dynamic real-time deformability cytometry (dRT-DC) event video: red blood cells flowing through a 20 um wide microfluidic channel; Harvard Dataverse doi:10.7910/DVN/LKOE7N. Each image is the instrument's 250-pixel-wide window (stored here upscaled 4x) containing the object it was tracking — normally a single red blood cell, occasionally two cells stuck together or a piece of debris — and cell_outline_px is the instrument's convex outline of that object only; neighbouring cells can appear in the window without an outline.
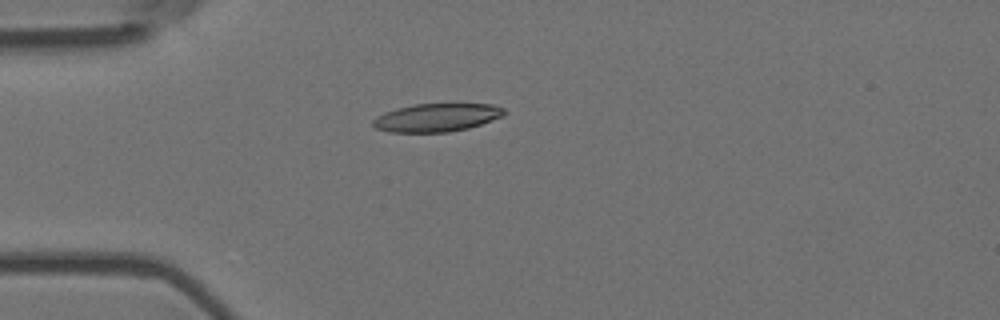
{"species": "Egyptian fruit bat (a non-hibernating species)", "species_latin": "Rousettus aegyptiacus", "temperature_condition": "room temperature", "stored_images_in_passage": 4, "camera_frame_rate_fps": 3000, "um_per_image_px": 0.085, "animal": {"sex": "female"}, "frame": {"image": 1, "passage_image": 4, "time_ms": 1.0, "image_size_px": [1000, 320], "cell_outline_px": [[508, 112], [492, 120], [468, 128], [448, 132], [388, 132], [376, 128], [372, 124], [372, 120], [384, 112], [396, 108], [416, 104], [492, 104], [504, 108]], "centroid_in_image_um": [37.11, 9.99], "position_along_channel_um": 47.9, "area_um2": 21.44}}